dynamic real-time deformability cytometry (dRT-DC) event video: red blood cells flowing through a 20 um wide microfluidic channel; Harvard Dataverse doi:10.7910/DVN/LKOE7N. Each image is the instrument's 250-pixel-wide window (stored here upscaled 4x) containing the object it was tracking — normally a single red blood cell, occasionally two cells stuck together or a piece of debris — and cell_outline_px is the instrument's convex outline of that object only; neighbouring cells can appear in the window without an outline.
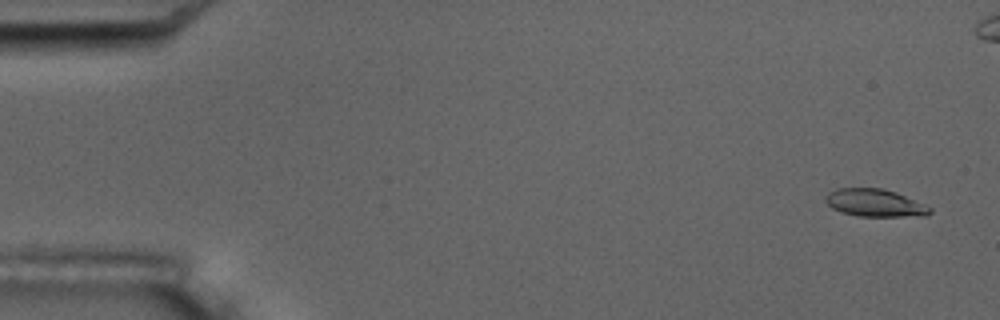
{"species": "common noctule bat (a hibernating species)", "species_latin": "Nyctalus noctula", "temperature_condition": "room temperature", "stored_images_in_passage": 5, "camera_frame_rate_fps": 3000, "um_per_image_px": 0.085, "animal": {"sex": "male", "body_mass_g": 17.5, "forearm_length_mm": 52.3}, "frame": {"image": 1, "passage_image": 1, "time_ms": 0.0, "image_size_px": [1000, 320], "cell_outline_px": [[932, 212], [928, 216], [860, 216], [844, 212], [832, 208], [824, 200], [824, 196], [828, 192], [836, 188], [884, 188], [896, 192], [924, 204], [932, 208]], "centroid_in_image_um": [74.37, 17.24], "position_along_channel_um": 10.6, "area_um2": 16.82}}